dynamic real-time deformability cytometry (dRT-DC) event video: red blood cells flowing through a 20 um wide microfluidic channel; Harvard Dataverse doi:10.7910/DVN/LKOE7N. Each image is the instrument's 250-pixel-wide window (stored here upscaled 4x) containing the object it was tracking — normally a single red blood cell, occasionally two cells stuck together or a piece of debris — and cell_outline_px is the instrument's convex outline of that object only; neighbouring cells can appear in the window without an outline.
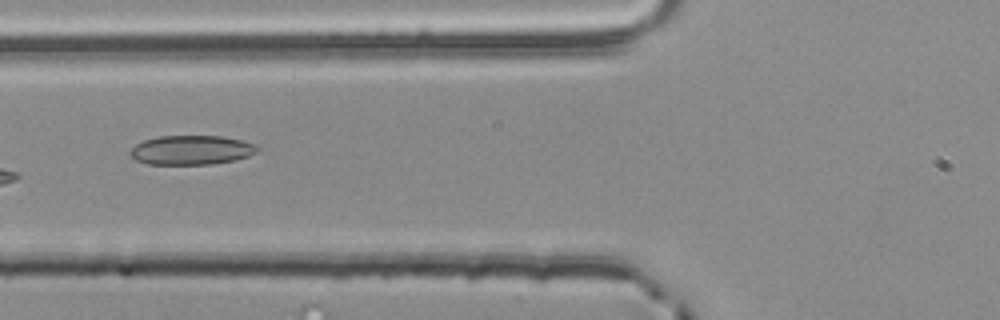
{"species": "common noctule bat (a hibernating species)", "species_latin": "Nyctalus noctula", "temperature_condition": "room temperature", "stored_images_in_passage": 4, "camera_frame_rate_fps": 3000, "um_per_image_px": 0.085, "animal": {"sex": "male", "body_mass_g": 20.4}, "frame": {"image": 1, "passage_image": 4, "time_ms": 1.0, "image_size_px": [1000, 320], "cell_outline_px": [[260, 148], [256, 152], [248, 156], [236, 160], [212, 164], [148, 164], [136, 160], [128, 152], [136, 144], [144, 140], [160, 136], [220, 136], [240, 140], [256, 144]], "centroid_in_image_um": [16.28, 12.75], "position_along_channel_um": 109.5, "area_um2": 21.68}}